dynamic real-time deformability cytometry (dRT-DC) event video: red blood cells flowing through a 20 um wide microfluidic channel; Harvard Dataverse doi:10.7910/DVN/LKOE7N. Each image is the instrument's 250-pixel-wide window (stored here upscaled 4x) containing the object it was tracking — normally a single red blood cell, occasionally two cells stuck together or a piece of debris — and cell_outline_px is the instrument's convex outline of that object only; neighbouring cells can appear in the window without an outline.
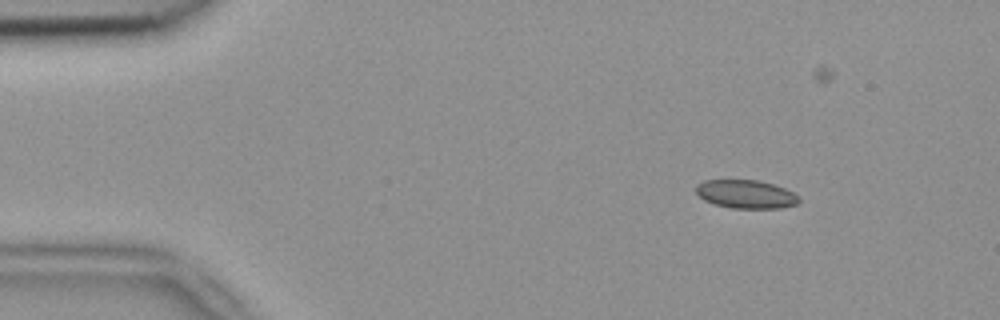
{"species": "common noctule bat (a hibernating species)", "species_latin": "Nyctalus noctula", "temperature_condition": "room temperature", "stored_images_in_passage": 6, "camera_frame_rate_fps": 3000, "um_per_image_px": 0.085, "animal": {"sex": "female", "body_mass_g": 18.4}, "frame": {"image": 1, "passage_image": 2, "time_ms": 0.333, "image_size_px": [1000, 320], "cell_outline_px": [[800, 200], [796, 204], [780, 208], [732, 208], [716, 204], [704, 200], [696, 192], [696, 184], [704, 180], [760, 180], [784, 188], [800, 196]], "centroid_in_image_um": [63.41, 16.5], "position_along_channel_um": 21.6, "area_um2": 16.99}}
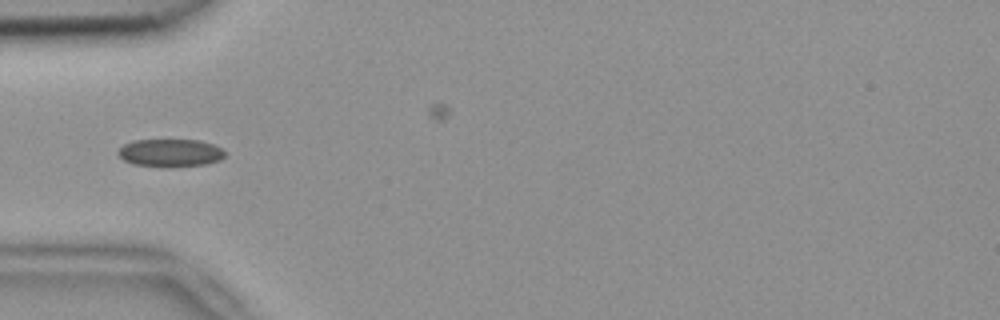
{"frame": {"image": 2, "passage_image": 5, "time_ms": 1.333, "image_size_px": [1000, 320], "cell_outline_px": [[224, 156], [220, 160], [204, 164], [172, 168], [132, 164], [124, 160], [116, 152], [124, 144], [132, 140], [200, 140], [212, 144], [220, 148], [224, 152]], "centroid_in_image_um": [14.45, 13.0], "position_along_channel_um": 70.6, "area_um2": 17.4}}